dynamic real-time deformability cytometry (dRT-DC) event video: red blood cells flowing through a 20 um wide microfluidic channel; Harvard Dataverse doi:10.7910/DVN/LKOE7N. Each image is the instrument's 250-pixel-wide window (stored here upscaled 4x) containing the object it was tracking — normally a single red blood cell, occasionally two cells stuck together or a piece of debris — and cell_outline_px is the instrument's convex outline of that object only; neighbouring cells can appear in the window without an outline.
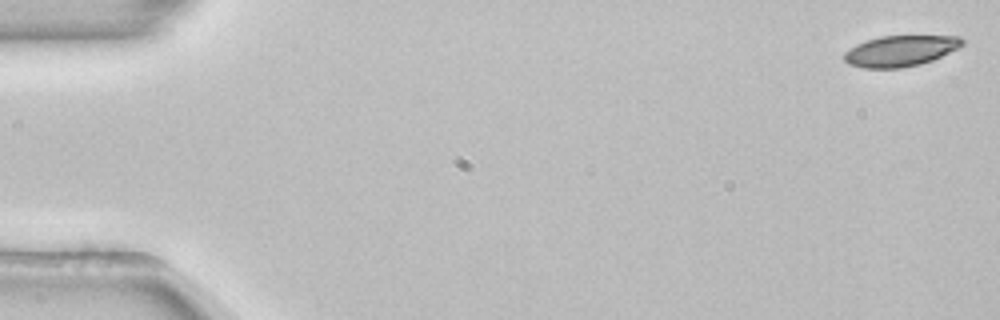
{"species": "common noctule bat (a hibernating species)", "species_latin": "Nyctalus noctula", "temperature_condition": "room temperature", "stored_images_in_passage": 53, "camera_frame_rate_fps": 3000, "um_per_image_px": 0.085, "animal": {"sex": "female", "body_mass_g": 22.7, "forearm_length_mm": 54.2}, "frame": {"image": 1, "passage_image": 1, "time_ms": 0.0, "image_size_px": [1000, 320], "cell_outline_px": [[964, 44], [960, 48], [932, 60], [920, 64], [900, 68], [864, 68], [848, 64], [844, 60], [844, 52], [856, 44], [880, 36], [960, 36], [964, 40]], "centroid_in_image_um": [76.55, 4.33], "position_along_channel_um": 8.5, "area_um2": 21.27}}
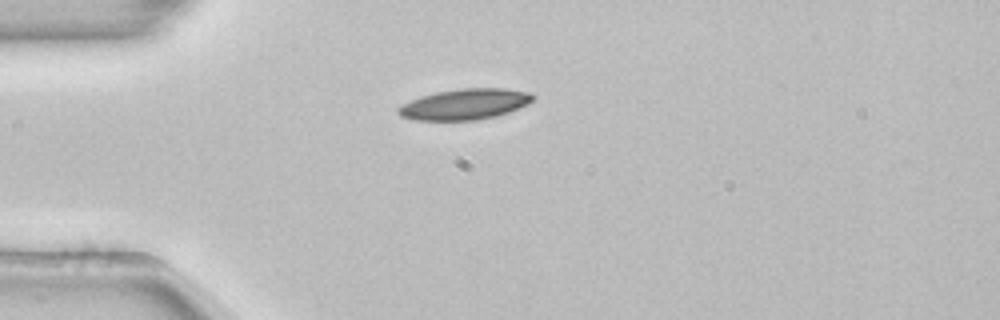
{"frame": {"image": 2, "passage_image": 14, "time_ms": 4.333, "image_size_px": [1000, 320], "cell_outline_px": [[536, 96], [528, 104], [508, 112], [496, 116], [476, 120], [416, 120], [400, 116], [396, 112], [396, 108], [400, 104], [436, 92], [460, 88], [504, 88], [532, 92]], "centroid_in_image_um": [39.52, 8.85], "position_along_channel_um": 45.5, "area_um2": 24.22}}
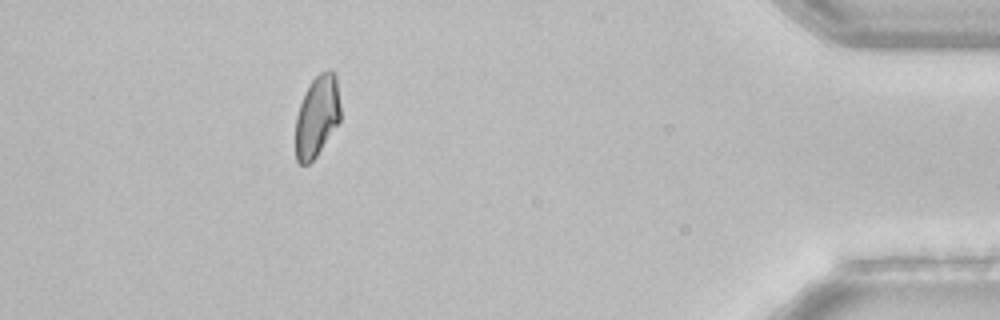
{"frame": {"image": 3, "passage_image": 48, "time_ms": 15.667, "image_size_px": [1000, 320], "cell_outline_px": [[340, 120], [316, 156], [308, 164], [300, 164], [296, 160], [296, 116], [304, 92], [308, 84], [320, 72], [328, 68], [332, 68], [336, 76], [340, 104]], "centroid_in_image_um": [26.95, 9.83], "position_along_channel_um": 408.3, "area_um2": 21.33}, "authors_computed_cell_mechanics": {"area_um2": 22.4264, "velocity_mm_per_s": 3.868, "shape_relaxation_time_tau1_ms": 3.1396, "shape_relaxation_time_tau2_ms": null, "deformation_change_tau1": 0.109, "deformation_change_tau2": null}}